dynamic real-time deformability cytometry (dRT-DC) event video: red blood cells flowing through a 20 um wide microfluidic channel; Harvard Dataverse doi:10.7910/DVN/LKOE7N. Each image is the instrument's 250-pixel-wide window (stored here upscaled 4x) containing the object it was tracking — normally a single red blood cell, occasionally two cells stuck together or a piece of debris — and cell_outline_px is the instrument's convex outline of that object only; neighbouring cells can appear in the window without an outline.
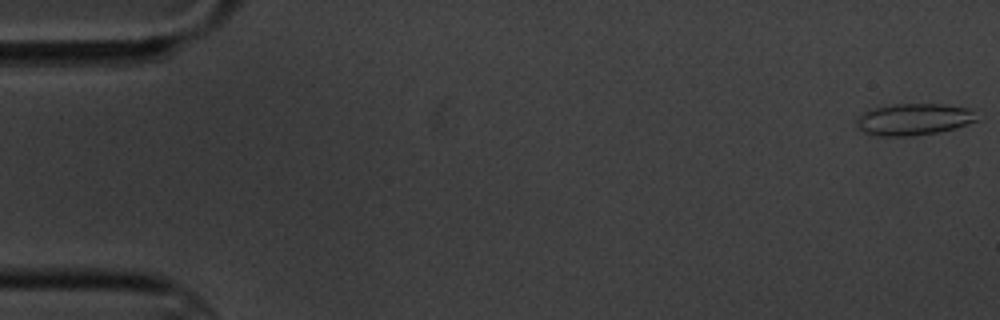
{"species": "common noctule bat (a hibernating species)", "species_latin": "Nyctalus noctula", "temperature_condition": "cold", "stored_images_in_passage": 6, "camera_frame_rate_fps": 3000, "um_per_image_px": 0.085, "animal": {"sex": "male", "body_mass_g": 20.1, "forearm_length_mm": 53.5}, "frame": {"image": 1, "passage_image": 1, "time_ms": 0.0, "image_size_px": [1000, 320], "cell_outline_px": [[984, 116], [980, 120], [940, 132], [912, 136], [868, 136], [856, 128], [856, 120], [868, 108], [892, 104], [944, 104], [968, 108]], "centroid_in_image_um": [77.67, 10.15], "position_along_channel_um": 7.3, "area_um2": 22.95}}
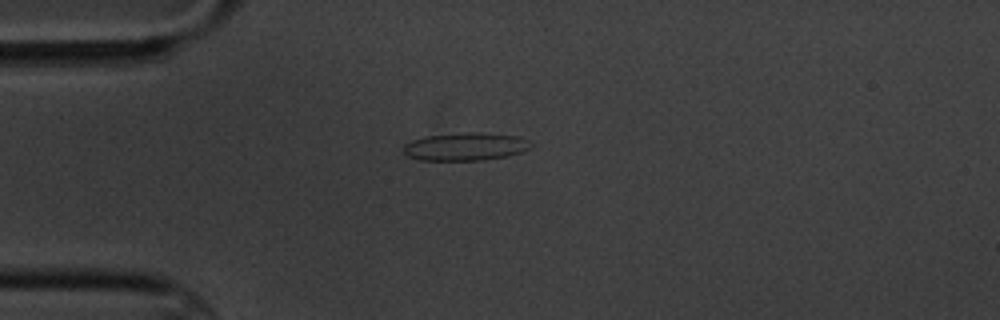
{"frame": {"image": 2, "passage_image": 5, "time_ms": 4.667, "image_size_px": [1000, 320], "cell_outline_px": [[536, 144], [520, 152], [508, 156], [484, 160], [420, 160], [408, 156], [404, 152], [404, 144], [412, 140], [424, 136], [468, 132], [476, 132], [516, 136], [528, 140]], "centroid_in_image_um": [39.57, 12.46], "position_along_channel_um": 45.4, "area_um2": 20.69}}